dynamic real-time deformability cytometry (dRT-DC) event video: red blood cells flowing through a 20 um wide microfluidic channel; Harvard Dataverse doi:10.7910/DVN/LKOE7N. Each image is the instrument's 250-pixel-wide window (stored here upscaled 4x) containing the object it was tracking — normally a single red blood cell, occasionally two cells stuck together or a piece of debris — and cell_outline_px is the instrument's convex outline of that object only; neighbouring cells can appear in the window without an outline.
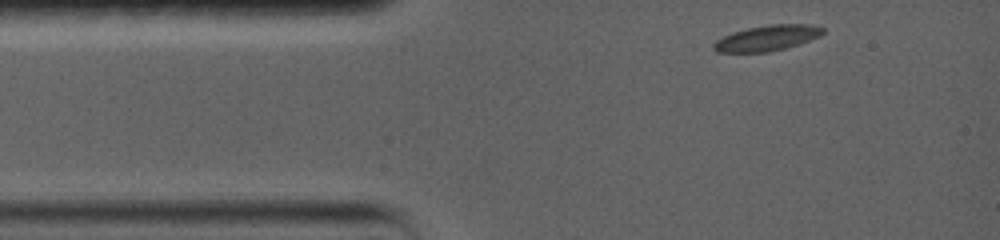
{"species": "common noctule bat (a hibernating species)", "species_latin": "Nyctalus noctula", "temperature_condition": "warm", "stored_images_in_passage": 28, "camera_frame_rate_fps": 5000, "um_per_image_px": 0.085, "animal": {"sex": "female", "body_mass_g": 19.0, "forearm_length_mm": 56.7}, "frame": {"image": 1, "passage_image": 1, "time_ms": 0.0, "image_size_px": [1000, 240], "cell_outline_px": [[824, 32], [820, 36], [784, 48], [768, 52], [716, 52], [712, 48], [712, 44], [716, 40], [732, 32], [748, 28], [768, 24], [812, 24], [824, 28]], "centroid_in_image_um": [65.18, 3.22], "position_along_channel_um": 19.8, "area_um2": 16.18}}
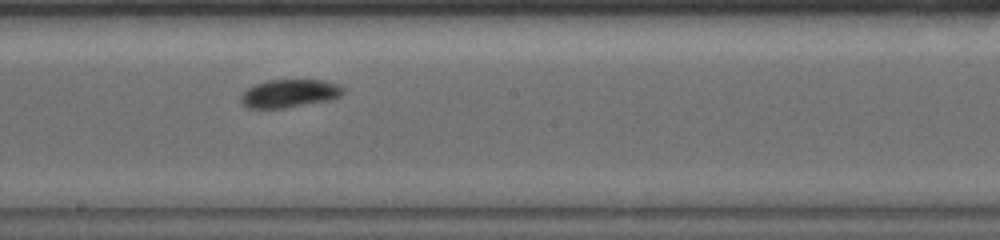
{"frame": {"image": 2, "passage_image": 16, "time_ms": 6.6, "image_size_px": [1000, 240], "cell_outline_px": [[344, 92], [340, 96], [332, 100], [284, 108], [248, 108], [240, 100], [240, 96], [248, 88], [256, 84], [268, 80], [324, 80], [340, 84], [344, 88]], "centroid_in_image_um": [24.65, 7.94], "position_along_channel_um": 223.5, "area_um2": 16.82}}
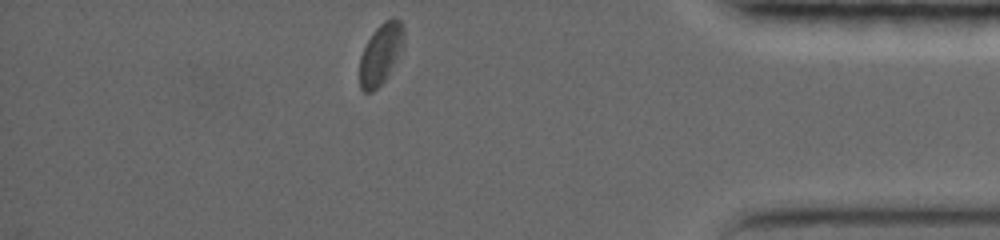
{"frame": {"image": 3, "passage_image": 28, "time_ms": 12.4, "image_size_px": [1000, 240], "cell_outline_px": [[404, 40], [384, 80], [372, 92], [364, 92], [360, 88], [360, 56], [372, 32], [384, 20], [392, 16], [400, 20], [404, 24]], "centroid_in_image_um": [32.34, 4.52], "position_along_channel_um": 402.9, "area_um2": 15.26}, "authors_computed_cell_mechanics": {"area_um2": 16.7331, "velocity_mm_per_s": 3.6616, "shape_relaxation_time_tau1_ms": 3.5695, "shape_relaxation_time_tau2_ms": null, "deformation_change_tau1": 0.0968, "deformation_change_tau2": null}}